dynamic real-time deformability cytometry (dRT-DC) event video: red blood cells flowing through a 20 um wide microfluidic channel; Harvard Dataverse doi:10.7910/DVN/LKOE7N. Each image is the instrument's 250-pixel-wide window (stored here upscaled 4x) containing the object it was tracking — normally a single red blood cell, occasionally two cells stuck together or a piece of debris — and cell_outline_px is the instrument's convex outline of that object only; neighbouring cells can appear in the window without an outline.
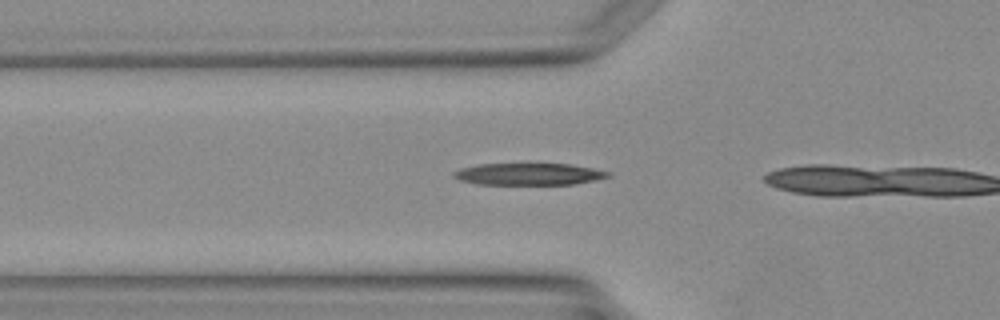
{"species": "Egyptian fruit bat (a non-hibernating species)", "species_latin": "Rousettus aegyptiacus", "temperature_condition": "warm", "stored_images_in_passage": 3, "camera_frame_rate_fps": 3000, "um_per_image_px": 0.085, "animal": {"sex": "female"}, "frame": {"image": 1, "passage_image": 2, "time_ms": 1.333, "image_size_px": [1000, 320], "cell_outline_px": [[612, 176], [596, 180], [576, 184], [476, 184], [460, 180], [452, 176], [452, 172], [460, 168], [480, 164], [572, 164], [612, 172]], "centroid_in_image_um": [44.98, 14.8], "position_along_channel_um": 80.8, "area_um2": 19.77}}